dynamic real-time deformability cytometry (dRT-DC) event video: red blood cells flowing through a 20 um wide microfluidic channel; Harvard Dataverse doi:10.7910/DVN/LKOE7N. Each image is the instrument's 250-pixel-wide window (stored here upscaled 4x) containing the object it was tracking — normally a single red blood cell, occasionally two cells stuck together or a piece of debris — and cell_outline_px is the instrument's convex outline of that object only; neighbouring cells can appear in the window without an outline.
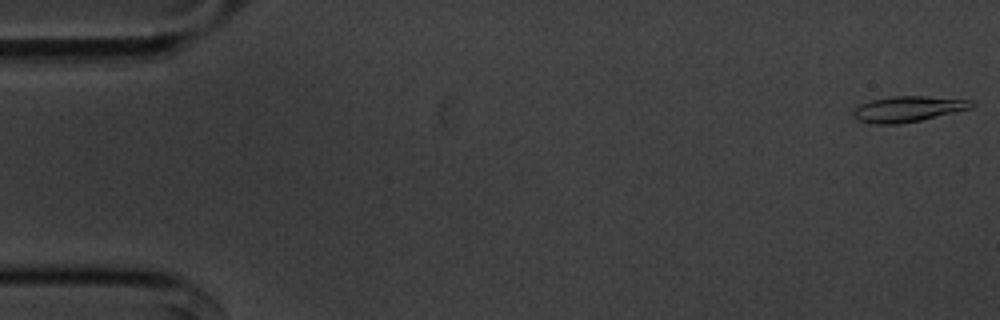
{"species": "common noctule bat (a hibernating species)", "species_latin": "Nyctalus noctula", "temperature_condition": "cold", "stored_images_in_passage": 55, "camera_frame_rate_fps": 3000, "um_per_image_px": 0.085, "animal": {"sex": "male", "body_mass_g": 20.1, "forearm_length_mm": 53.5}, "frame": {"image": 1, "passage_image": 1, "time_ms": 0.0, "image_size_px": [1000, 320], "cell_outline_px": [[976, 104], [972, 108], [920, 120], [900, 124], [872, 124], [860, 120], [852, 112], [860, 104], [872, 100], [892, 96], [924, 96], [972, 100]], "centroid_in_image_um": [77.21, 9.26], "position_along_channel_um": 7.8, "area_um2": 17.51}}
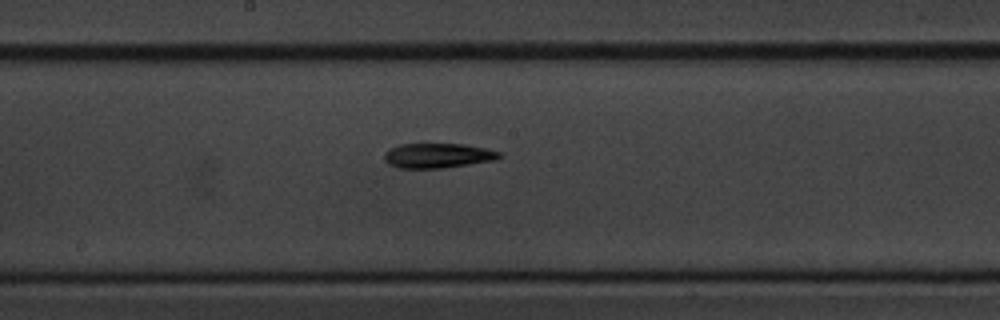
{"frame": {"image": 2, "passage_image": 29, "time_ms": 9.333, "image_size_px": [1000, 320], "cell_outline_px": [[500, 156], [496, 160], [444, 168], [396, 168], [388, 164], [384, 160], [384, 152], [400, 144], [464, 144], [484, 148], [500, 152]], "centroid_in_image_um": [37.18, 13.23], "position_along_channel_um": 211.0, "area_um2": 16.59}}
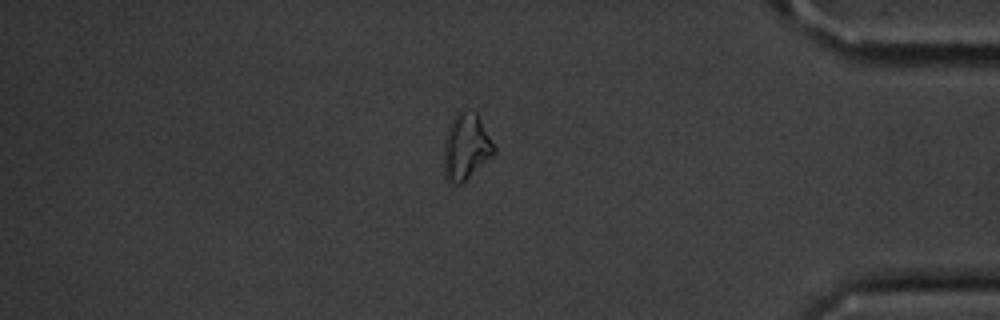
{"frame": {"image": 3, "passage_image": 47, "time_ms": 15.333, "image_size_px": [1000, 320], "cell_outline_px": [[496, 152], [492, 156], [460, 184], [452, 184], [448, 180], [444, 172], [444, 140], [448, 128], [456, 112], [460, 108], [476, 112], [496, 148]], "centroid_in_image_um": [39.6, 12.44], "position_along_channel_um": 395.6, "area_um2": 19.25}, "authors_computed_cell_mechanics": {"area_um2": 16.7042, "velocity_mm_per_s": 3.5838, "shape_relaxation_time_tau1_ms": 10.4453, "shape_relaxation_time_tau2_ms": null, "deformation_change_tau1": 0.2187, "deformation_change_tau2": null}}